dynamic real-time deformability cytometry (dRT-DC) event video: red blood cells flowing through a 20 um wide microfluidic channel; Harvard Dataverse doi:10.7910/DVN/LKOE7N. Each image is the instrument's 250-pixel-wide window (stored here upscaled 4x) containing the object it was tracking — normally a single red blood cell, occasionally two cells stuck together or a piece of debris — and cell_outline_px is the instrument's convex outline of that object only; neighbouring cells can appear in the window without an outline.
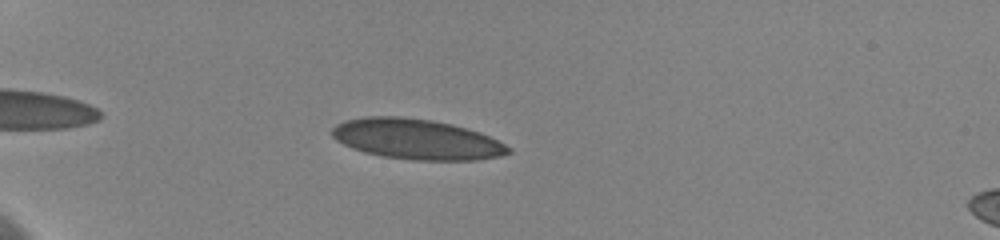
{"species": "human", "species_latin": "Homo sapiens", "temperature_condition": "cold", "stored_images_in_passage": 8, "camera_frame_rate_fps": 3000, "um_per_image_px": 0.085, "donor": {"sex": "female"}, "frame": {"image": 1, "passage_image": 3, "time_ms": 0.333, "image_size_px": [1000, 240], "cell_outline_px": [[512, 152], [500, 156], [476, 160], [412, 160], [384, 156], [364, 152], [352, 148], [336, 140], [332, 136], [332, 128], [336, 124], [344, 120], [368, 116], [396, 116], [432, 120], [452, 124], [480, 132], [512, 148]], "centroid_in_image_um": [35.4, 11.83], "position_along_channel_um": 49.6, "area_um2": 41.38}}